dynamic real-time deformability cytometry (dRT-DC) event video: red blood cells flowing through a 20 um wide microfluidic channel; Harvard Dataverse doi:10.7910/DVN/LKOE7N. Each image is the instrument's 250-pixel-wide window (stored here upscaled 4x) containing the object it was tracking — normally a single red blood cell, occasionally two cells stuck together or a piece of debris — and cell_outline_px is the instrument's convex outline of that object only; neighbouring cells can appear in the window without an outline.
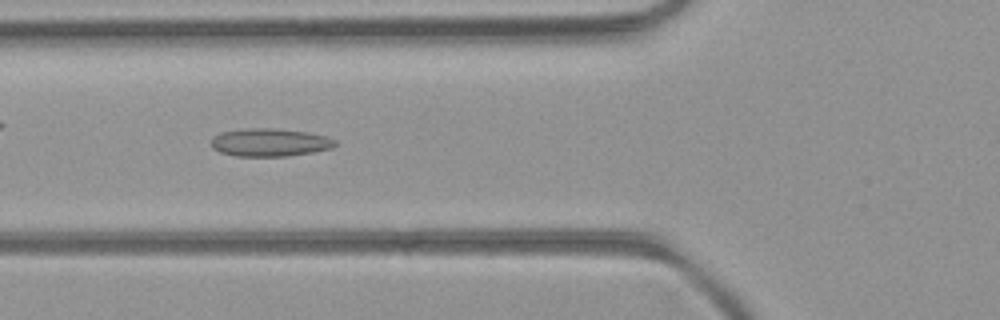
{"species": "common noctule bat (a hibernating species)", "species_latin": "Nyctalus noctula", "temperature_condition": "room temperature", "stored_images_in_passage": 42, "camera_frame_rate_fps": 3000, "um_per_image_px": 0.085, "animal": {"sex": "female", "body_mass_g": 21.9}, "frame": {"image": 1, "passage_image": 17, "time_ms": 5.333, "image_size_px": [1000, 320], "cell_outline_px": [[336, 144], [332, 148], [312, 152], [288, 156], [236, 156], [220, 152], [212, 148], [212, 136], [220, 132], [248, 128], [276, 128], [308, 132], [324, 136], [336, 140]], "centroid_in_image_um": [22.91, 12.1], "position_along_channel_um": 102.9, "area_um2": 20.23}}
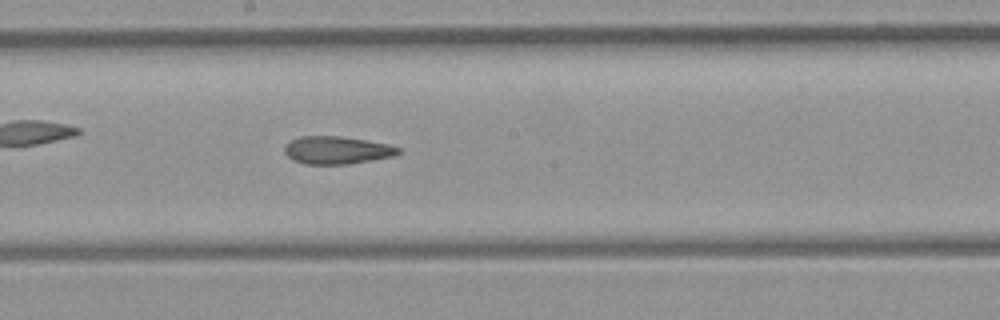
{"frame": {"image": 2, "passage_image": 25, "time_ms": 8.0, "image_size_px": [1000, 320], "cell_outline_px": [[400, 152], [392, 156], [372, 160], [348, 164], [304, 164], [292, 160], [284, 152], [284, 148], [292, 140], [300, 136], [340, 136], [388, 144], [400, 148]], "centroid_in_image_um": [28.61, 12.77], "position_along_channel_um": 219.6, "area_um2": 18.21}}
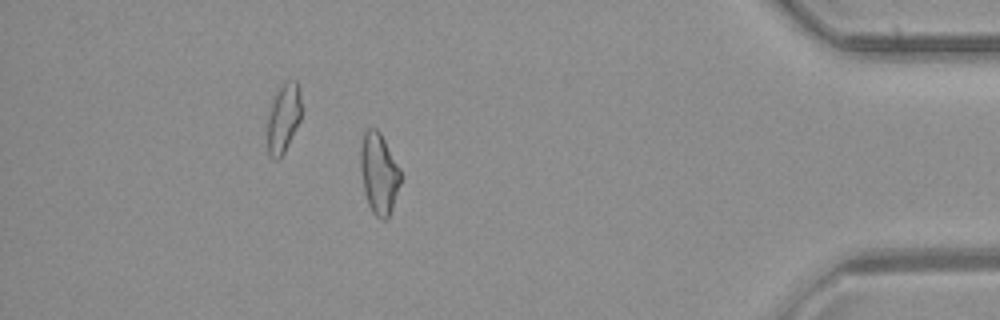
{"frame": {"image": 3, "passage_image": 41, "time_ms": 13.333, "image_size_px": [1000, 320], "cell_outline_px": [[400, 184], [388, 220], [380, 220], [372, 212], [368, 204], [364, 192], [360, 168], [360, 148], [364, 132], [368, 128], [376, 128], [380, 132], [400, 168]], "centroid_in_image_um": [32.2, 14.76], "position_along_channel_um": 403.0, "area_um2": 19.02}}